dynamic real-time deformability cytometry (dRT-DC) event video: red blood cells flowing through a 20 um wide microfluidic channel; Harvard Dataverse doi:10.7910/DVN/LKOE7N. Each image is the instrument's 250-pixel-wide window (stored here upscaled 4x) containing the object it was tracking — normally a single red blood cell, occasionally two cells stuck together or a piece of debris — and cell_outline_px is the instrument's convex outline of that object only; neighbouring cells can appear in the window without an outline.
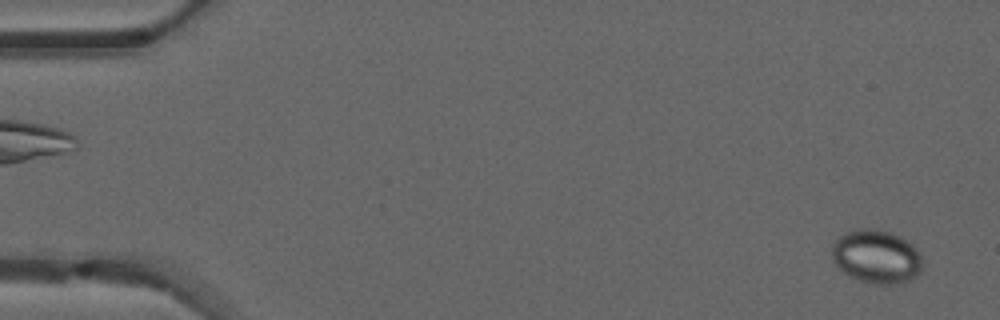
{"species": "common noctule bat (a hibernating species)", "species_latin": "Nyctalus noctula", "temperature_condition": "warm", "stored_images_in_passage": 50, "camera_frame_rate_fps": 3000, "um_per_image_px": 0.085, "animal": {"sex": "male", "forearm_length_mm": 52.5}, "frame": {"image": 1, "passage_image": 2, "time_ms": 0.333, "image_size_px": [1000, 320], "cell_outline_px": [[924, 264], [920, 272], [916, 276], [908, 280], [892, 284], [872, 284], [860, 280], [844, 272], [832, 260], [832, 244], [844, 232], [860, 228], [876, 228], [892, 232], [900, 236], [912, 244], [920, 256]], "centroid_in_image_um": [74.5, 21.79], "position_along_channel_um": 10.5, "area_um2": 28.32}}
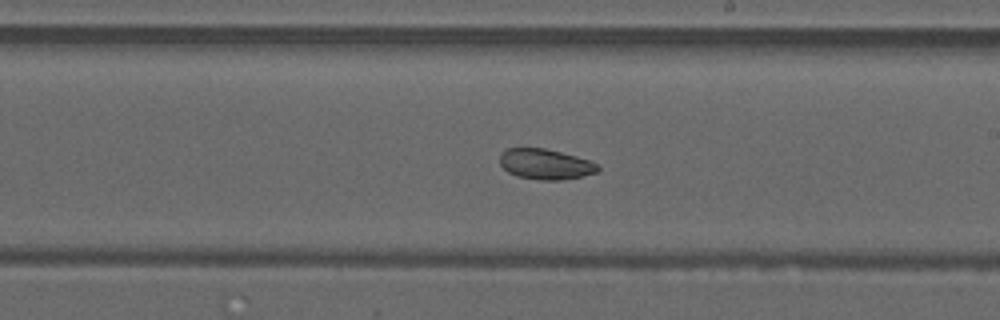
{"frame": {"image": 2, "passage_image": 29, "time_ms": 9.333, "image_size_px": [1000, 320], "cell_outline_px": [[600, 168], [596, 172], [580, 176], [560, 180], [540, 180], [516, 176], [508, 172], [500, 164], [500, 152], [508, 148], [544, 148], [576, 156], [588, 160], [596, 164]], "centroid_in_image_um": [46.31, 13.95], "position_along_channel_um": 242.7, "area_um2": 17.22}}
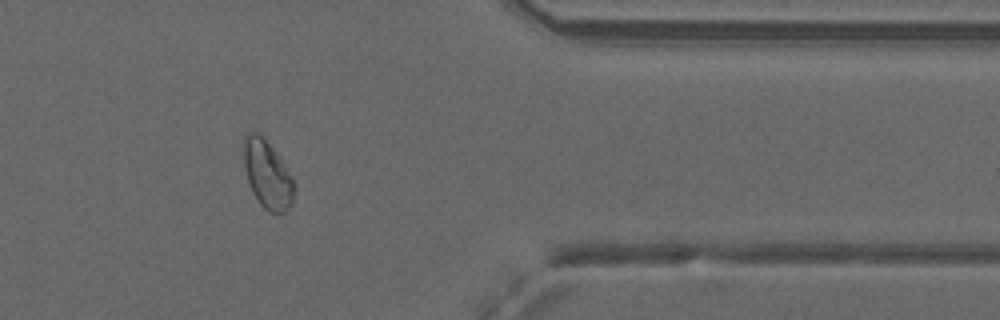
{"frame": {"image": 3, "passage_image": 41, "time_ms": 13.333, "image_size_px": [1000, 320], "cell_outline_px": [[292, 200], [288, 208], [284, 212], [268, 212], [260, 204], [252, 192], [248, 180], [244, 164], [244, 136], [248, 132], [256, 132], [264, 136], [284, 164], [292, 180]], "centroid_in_image_um": [22.68, 14.79], "position_along_channel_um": 388.7, "area_um2": 19.42}, "authors_computed_cell_mechanics": {"area_um2": 21.9062, "velocity_mm_per_s": 4.1194, "shape_relaxation_time_tau1_ms": null, "shape_relaxation_time_tau2_ms": 1.6656, "deformation_change_tau1": null, "deformation_change_tau2": 0.0628}}